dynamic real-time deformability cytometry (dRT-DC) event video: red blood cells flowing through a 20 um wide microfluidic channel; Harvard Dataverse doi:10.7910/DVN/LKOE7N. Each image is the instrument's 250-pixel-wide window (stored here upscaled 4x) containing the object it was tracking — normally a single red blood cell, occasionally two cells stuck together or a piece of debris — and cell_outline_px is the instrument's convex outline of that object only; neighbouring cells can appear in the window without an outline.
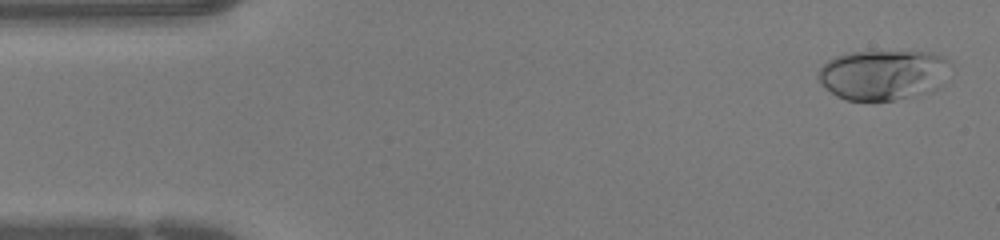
{"species": "human", "species_latin": "Homo sapiens", "temperature_condition": "warm", "stored_images_in_passage": 44, "camera_frame_rate_fps": 3000, "um_per_image_px": 0.085, "donor": {"sex": "female"}, "frame": {"image": 1, "passage_image": 2, "time_ms": 0.333, "image_size_px": [1000, 240], "cell_outline_px": [[948, 60], [904, 96], [892, 100], [848, 100], [836, 96], [820, 84], [816, 76], [816, 72], [828, 60], [836, 56], [852, 52], [928, 52], [944, 56]], "centroid_in_image_um": [74.56, 6.29], "position_along_channel_um": 10.4, "area_um2": 34.51}}
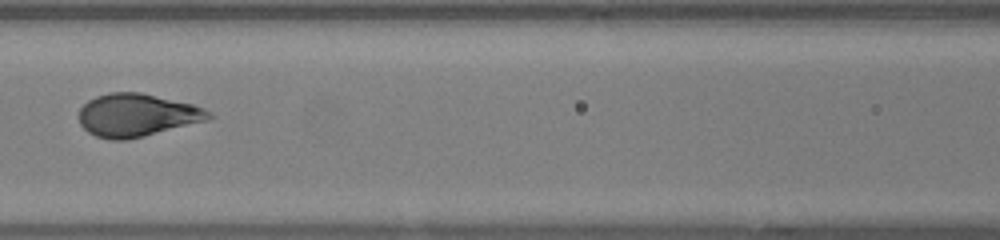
{"frame": {"image": 2, "passage_image": 19, "time_ms": 6.0, "image_size_px": [1000, 240], "cell_outline_px": [[212, 116], [208, 120], [144, 136], [124, 140], [108, 140], [96, 136], [88, 132], [80, 124], [76, 116], [80, 108], [88, 100], [96, 96], [108, 92], [140, 92], [192, 104], [204, 108], [212, 112]], "centroid_in_image_um": [11.6, 9.79], "position_along_channel_um": 155.0, "area_um2": 32.6}}
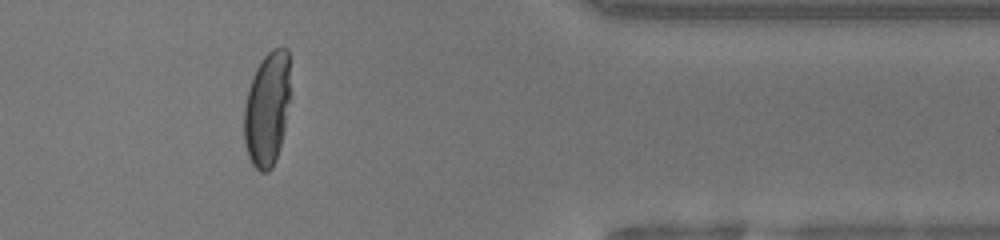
{"frame": {"image": 3, "passage_image": 36, "time_ms": 11.667, "image_size_px": [1000, 240], "cell_outline_px": [[288, 100], [284, 132], [280, 148], [276, 160], [272, 168], [268, 172], [260, 172], [252, 164], [248, 156], [244, 144], [244, 108], [248, 88], [256, 68], [264, 56], [272, 48], [288, 48]], "centroid_in_image_um": [22.68, 9.31], "position_along_channel_um": 388.7, "area_um2": 30.63}}